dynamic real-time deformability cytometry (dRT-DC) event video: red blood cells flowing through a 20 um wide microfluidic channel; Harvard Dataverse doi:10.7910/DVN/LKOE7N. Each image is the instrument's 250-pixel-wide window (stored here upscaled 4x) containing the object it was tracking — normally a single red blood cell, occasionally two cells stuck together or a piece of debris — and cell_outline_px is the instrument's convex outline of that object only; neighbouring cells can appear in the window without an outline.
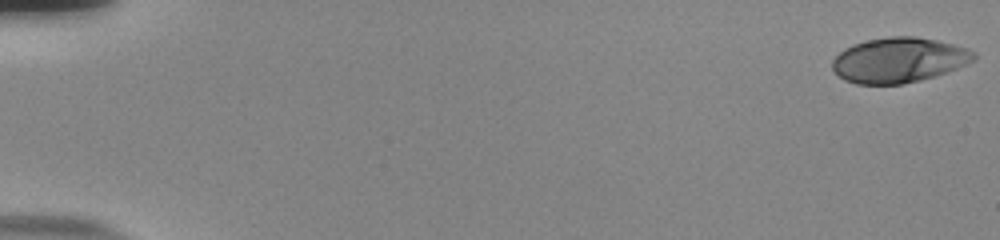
{"species": "human", "species_latin": "Homo sapiens", "temperature_condition": "room temperature", "stored_images_in_passage": 54, "camera_frame_rate_fps": 3000, "um_per_image_px": 0.085, "donor": {"sex": "male"}, "frame": {"image": 1, "passage_image": 1, "time_ms": 0.0, "image_size_px": [1000, 240], "cell_outline_px": [[976, 56], [972, 60], [948, 72], [936, 76], [904, 84], [856, 84], [844, 80], [832, 68], [832, 60], [844, 48], [852, 44], [868, 40], [892, 36], [916, 36], [936, 40], [968, 48], [976, 52]], "centroid_in_image_um": [76.39, 5.11], "position_along_channel_um": 8.6, "area_um2": 37.11}}
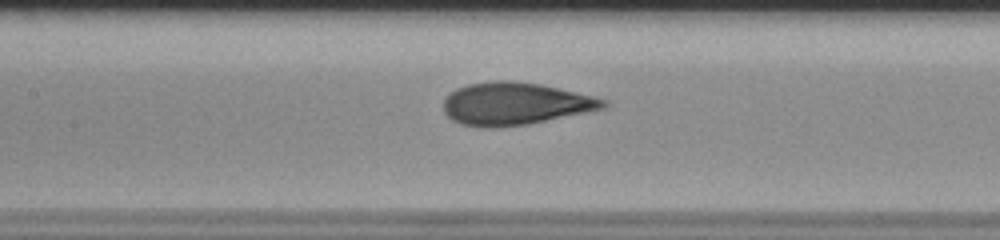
{"frame": {"image": 2, "passage_image": 27, "time_ms": 8.667, "image_size_px": [1000, 240], "cell_outline_px": [[608, 104], [604, 108], [528, 124], [496, 128], [480, 128], [460, 124], [452, 120], [444, 112], [444, 100], [456, 88], [468, 84], [496, 80], [508, 80], [540, 84], [608, 100]], "centroid_in_image_um": [43.73, 8.83], "position_along_channel_um": 163.7, "area_um2": 39.36}}
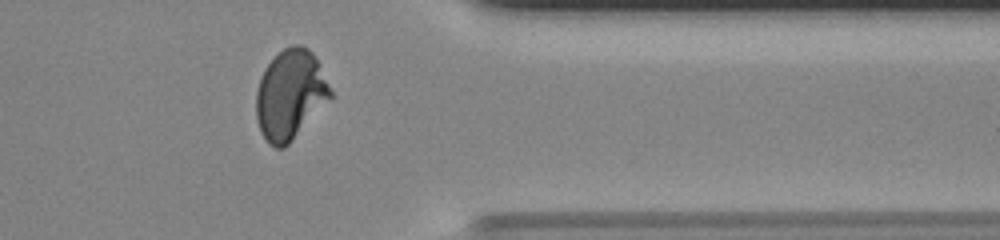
{"frame": {"image": 3, "passage_image": 45, "time_ms": 14.667, "image_size_px": [1000, 240], "cell_outline_px": [[332, 96], [292, 140], [284, 148], [276, 148], [268, 144], [260, 132], [256, 120], [256, 92], [260, 80], [268, 64], [284, 48], [292, 44], [304, 44], [312, 52], [332, 92]], "centroid_in_image_um": [24.64, 8.06], "position_along_channel_um": 386.8, "area_um2": 38.26}, "authors_computed_cell_mechanics": {"area_um2": 37.6856, "velocity_mm_per_s": 3.8604, "shape_relaxation_time_tau1_ms": 6.237, "shape_relaxation_time_tau2_ms": null, "deformation_change_tau1": 0.2546, "deformation_change_tau2": null}}